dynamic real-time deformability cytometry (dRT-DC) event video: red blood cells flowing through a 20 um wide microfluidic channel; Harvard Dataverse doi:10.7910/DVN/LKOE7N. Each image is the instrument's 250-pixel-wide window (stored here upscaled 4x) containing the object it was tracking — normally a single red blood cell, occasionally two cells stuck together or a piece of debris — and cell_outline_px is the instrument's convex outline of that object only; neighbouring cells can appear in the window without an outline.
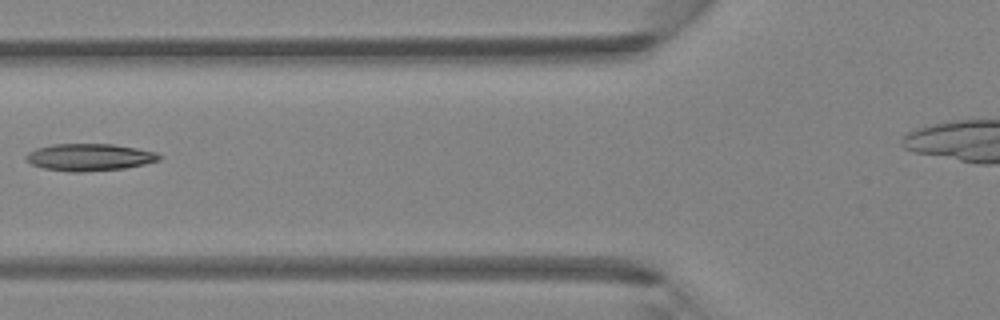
{"species": "Egyptian fruit bat (a non-hibernating species)", "species_latin": "Rousettus aegyptiacus", "temperature_condition": "room temperature", "stored_images_in_passage": 6, "camera_frame_rate_fps": 3000, "um_per_image_px": 0.085, "animal": {"sex": "female"}, "frame": {"image": 1, "passage_image": 5, "time_ms": 1.333, "image_size_px": [1000, 320], "cell_outline_px": [[164, 156], [160, 160], [144, 164], [124, 168], [80, 172], [68, 172], [44, 168], [32, 164], [24, 156], [28, 152], [36, 148], [52, 144], [112, 144], [136, 148], [156, 152]], "centroid_in_image_um": [7.61, 13.36], "position_along_channel_um": 118.2, "area_um2": 21.04}}